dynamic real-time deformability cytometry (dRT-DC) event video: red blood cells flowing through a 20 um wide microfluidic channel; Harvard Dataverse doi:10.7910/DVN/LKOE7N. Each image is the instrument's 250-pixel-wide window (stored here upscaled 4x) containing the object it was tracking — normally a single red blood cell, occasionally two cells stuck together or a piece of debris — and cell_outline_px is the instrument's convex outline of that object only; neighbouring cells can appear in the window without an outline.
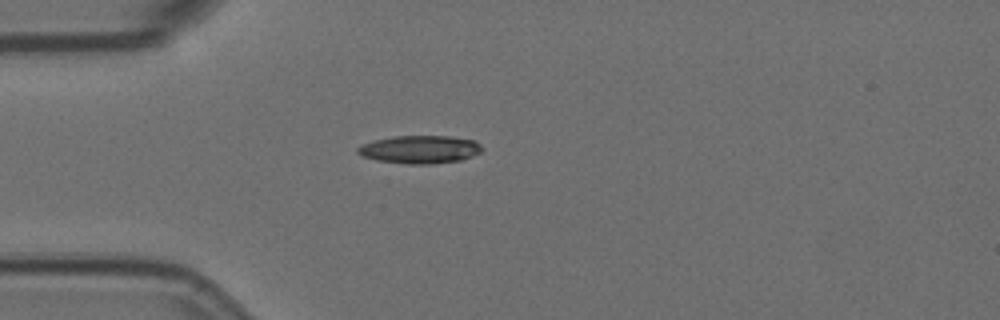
{"species": "Egyptian fruit bat (a non-hibernating species)", "species_latin": "Rousettus aegyptiacus", "temperature_condition": "room temperature", "stored_images_in_passage": 1, "camera_frame_rate_fps": 3000, "um_per_image_px": 0.085, "animal": {"sex": "female"}, "frame": {"image": 1, "passage_image": 1, "time_ms": 0.0, "image_size_px": [1000, 320], "cell_outline_px": [[484, 148], [480, 152], [472, 156], [460, 160], [432, 164], [408, 164], [376, 160], [364, 156], [356, 152], [356, 148], [364, 144], [376, 140], [392, 136], [448, 136], [476, 140]], "centroid_in_image_um": [35.72, 12.7], "position_along_channel_um": 49.3, "area_um2": 20.23}}